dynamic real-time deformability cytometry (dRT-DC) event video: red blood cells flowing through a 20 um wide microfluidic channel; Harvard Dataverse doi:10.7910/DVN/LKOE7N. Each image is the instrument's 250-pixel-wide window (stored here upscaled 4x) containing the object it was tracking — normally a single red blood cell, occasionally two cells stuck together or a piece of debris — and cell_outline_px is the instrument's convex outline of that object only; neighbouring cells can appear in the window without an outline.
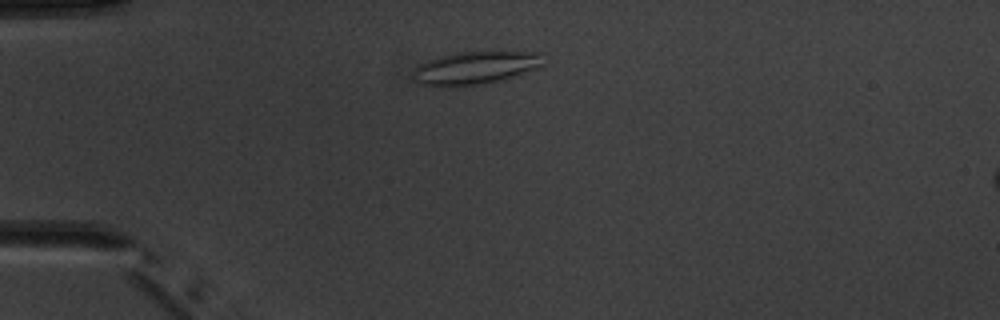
{"species": "common noctule bat (a hibernating species)", "species_latin": "Nyctalus noctula", "temperature_condition": "warm", "stored_images_in_passage": 3, "camera_frame_rate_fps": 3000, "um_per_image_px": 0.085, "animal": {"sex": "male", "body_mass_g": 20.1, "forearm_length_mm": 53.5}, "frame": {"image": 1, "passage_image": 3, "time_ms": 3.333, "image_size_px": [1000, 320], "cell_outline_px": [[544, 52], [540, 68], [504, 80], [484, 84], [452, 88], [436, 88], [420, 84], [416, 80], [412, 72], [412, 68], [428, 60], [440, 56], [464, 52]], "centroid_in_image_um": [40.38, 5.81], "position_along_channel_um": 44.6, "area_um2": 25.55}}